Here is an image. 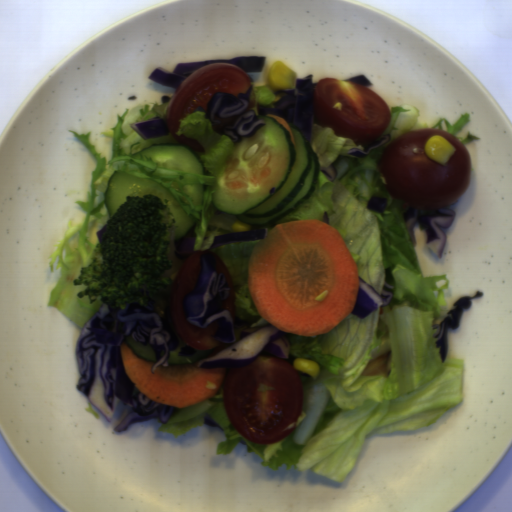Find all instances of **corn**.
I'll list each match as a JSON object with an SVG mask.
<instances>
[{
	"label": "corn",
	"instance_id": "obj_1",
	"mask_svg": "<svg viewBox=\"0 0 512 512\" xmlns=\"http://www.w3.org/2000/svg\"><path fill=\"white\" fill-rule=\"evenodd\" d=\"M296 72L282 61L274 62L266 71V79L273 90H284L294 87Z\"/></svg>",
	"mask_w": 512,
	"mask_h": 512
},
{
	"label": "corn",
	"instance_id": "obj_2",
	"mask_svg": "<svg viewBox=\"0 0 512 512\" xmlns=\"http://www.w3.org/2000/svg\"><path fill=\"white\" fill-rule=\"evenodd\" d=\"M424 151L427 157L443 166L446 165L456 149L445 137L438 134L426 141Z\"/></svg>",
	"mask_w": 512,
	"mask_h": 512
},
{
	"label": "corn",
	"instance_id": "obj_3",
	"mask_svg": "<svg viewBox=\"0 0 512 512\" xmlns=\"http://www.w3.org/2000/svg\"><path fill=\"white\" fill-rule=\"evenodd\" d=\"M292 367L295 371H299L314 380H318L320 374V365L317 360L297 357L294 358Z\"/></svg>",
	"mask_w": 512,
	"mask_h": 512
},
{
	"label": "corn",
	"instance_id": "obj_4",
	"mask_svg": "<svg viewBox=\"0 0 512 512\" xmlns=\"http://www.w3.org/2000/svg\"><path fill=\"white\" fill-rule=\"evenodd\" d=\"M233 232H248L251 231V225L240 221L239 219L234 222L232 226Z\"/></svg>",
	"mask_w": 512,
	"mask_h": 512
}]
</instances>
